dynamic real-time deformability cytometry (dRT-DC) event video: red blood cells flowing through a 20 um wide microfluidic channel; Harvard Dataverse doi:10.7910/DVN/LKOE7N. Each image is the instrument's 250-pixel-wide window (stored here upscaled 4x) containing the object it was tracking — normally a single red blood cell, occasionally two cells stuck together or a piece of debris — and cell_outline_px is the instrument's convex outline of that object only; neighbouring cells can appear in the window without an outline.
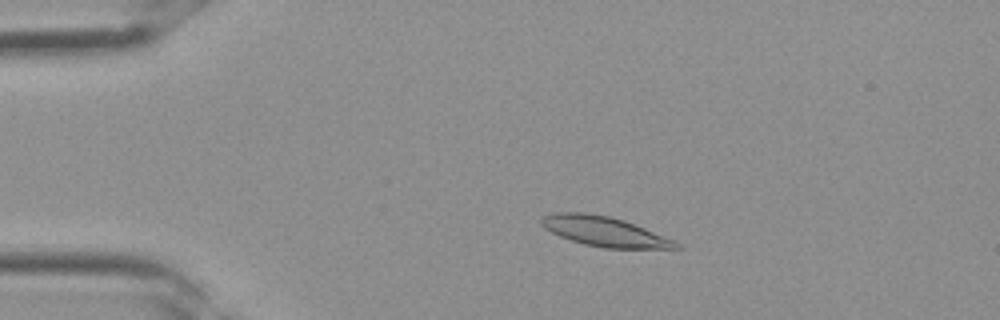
{"species": "Egyptian fruit bat (a non-hibernating species)", "species_latin": "Rousettus aegyptiacus", "temperature_condition": "room temperature", "stored_images_in_passage": 2, "camera_frame_rate_fps": 3000, "um_per_image_px": 0.085, "frame": {"image": 1, "passage_image": 1, "time_ms": 0.0, "image_size_px": [1000, 320], "cell_outline_px": [[680, 248], [604, 248], [584, 244], [560, 236], [544, 228], [540, 224], [540, 220], [544, 216], [552, 212], [584, 212], [608, 216], [624, 220], [676, 240], [680, 244]], "centroid_in_image_um": [51.37, 19.66], "position_along_channel_um": 33.6, "area_um2": 23.29}}
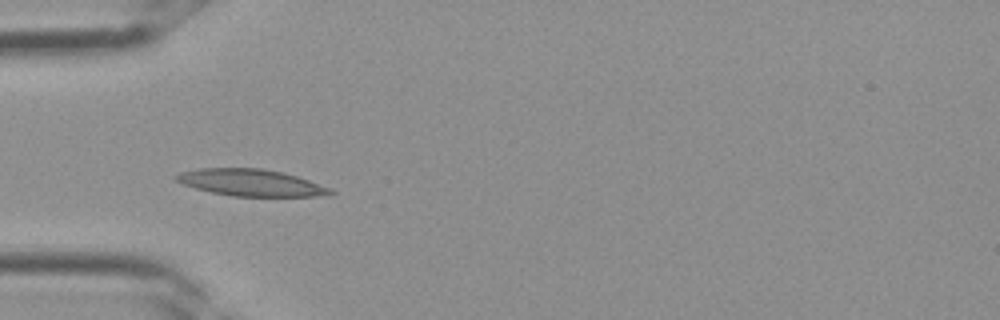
{"frame": {"image": 2, "passage_image": 2, "time_ms": 0.333, "image_size_px": [1000, 320], "cell_outline_px": [[336, 192], [332, 196], [232, 196], [212, 192], [196, 188], [184, 184], [176, 180], [172, 176], [180, 172], [200, 168], [260, 168], [284, 172], [332, 188]], "centroid_in_image_um": [21.38, 15.52], "position_along_channel_um": 63.6, "area_um2": 24.16}}